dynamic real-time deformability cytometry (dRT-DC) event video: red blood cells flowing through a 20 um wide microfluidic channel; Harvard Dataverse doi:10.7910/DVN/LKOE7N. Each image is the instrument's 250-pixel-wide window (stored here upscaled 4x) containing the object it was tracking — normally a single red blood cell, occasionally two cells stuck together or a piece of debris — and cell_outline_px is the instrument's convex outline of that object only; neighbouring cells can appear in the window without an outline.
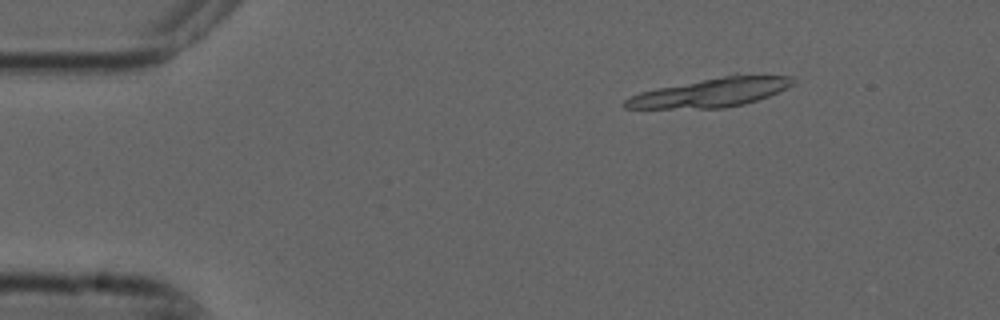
{"species": "common noctule bat (a hibernating species)", "species_latin": "Nyctalus noctula", "temperature_condition": "cold", "stored_images_in_passage": 3, "camera_frame_rate_fps": 3000, "um_per_image_px": 0.085, "animal": {"sex": "male", "forearm_length_mm": 52.5}, "frame": {"image": 1, "passage_image": 1, "time_ms": 0.0, "image_size_px": [1000, 320], "cell_outline_px": [[796, 80], [788, 88], [768, 96], [744, 104], [724, 108], [624, 108], [620, 104], [624, 100], [640, 92], [656, 88], [736, 72], [792, 76]], "centroid_in_image_um": [60.5, 7.82], "position_along_channel_um": 24.5, "area_um2": 29.02}}